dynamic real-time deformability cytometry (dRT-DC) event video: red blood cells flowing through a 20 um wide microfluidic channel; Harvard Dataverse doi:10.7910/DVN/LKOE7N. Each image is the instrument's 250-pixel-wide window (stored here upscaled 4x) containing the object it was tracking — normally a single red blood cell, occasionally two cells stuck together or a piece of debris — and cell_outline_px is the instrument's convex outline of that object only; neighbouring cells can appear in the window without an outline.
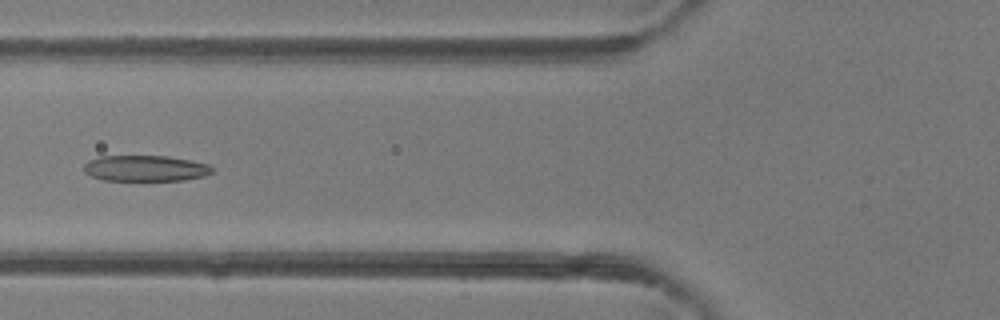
{"species": "common noctule bat (a hibernating species)", "species_latin": "Nyctalus noctula", "temperature_condition": "room temperature", "stored_images_in_passage": 4, "camera_frame_rate_fps": 3000, "um_per_image_px": 0.085, "animal": {"sex": "female"}, "frame": {"image": 1, "passage_image": 4, "time_ms": 3.333, "image_size_px": [1000, 320], "cell_outline_px": [[216, 168], [212, 172], [204, 176], [184, 180], [100, 180], [84, 172], [84, 164], [88, 160], [100, 156], [168, 156], [208, 164]], "centroid_in_image_um": [12.35, 14.3], "position_along_channel_um": 113.4, "area_um2": 19.42}}